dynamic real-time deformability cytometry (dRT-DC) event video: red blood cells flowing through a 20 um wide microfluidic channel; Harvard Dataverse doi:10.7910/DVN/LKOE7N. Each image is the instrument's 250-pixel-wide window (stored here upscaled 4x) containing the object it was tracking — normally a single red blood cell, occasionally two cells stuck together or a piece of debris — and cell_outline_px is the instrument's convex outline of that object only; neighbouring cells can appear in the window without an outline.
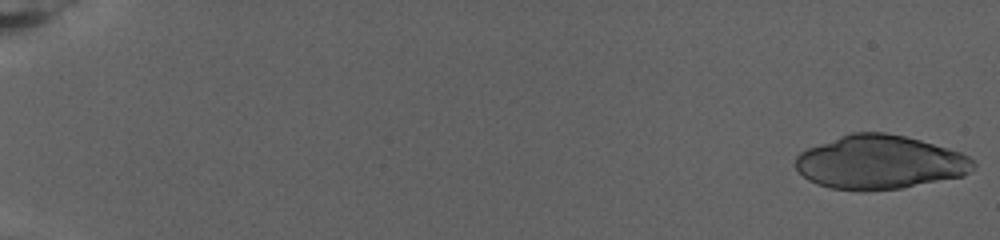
{"species": "human", "species_latin": "Homo sapiens", "temperature_condition": "warm", "stored_images_in_passage": 32, "camera_frame_rate_fps": 3000, "um_per_image_px": 0.085, "donor": {"sex": "female"}, "frame": {"image": 1, "passage_image": 1, "time_ms": 0.0, "image_size_px": [1000, 240], "cell_outline_px": [[976, 164], [964, 176], [900, 188], [864, 192], [860, 192], [832, 188], [816, 184], [808, 180], [796, 168], [796, 156], [800, 152], [808, 148], [840, 136], [852, 132], [884, 132], [904, 136], [920, 140], [948, 148], [960, 152], [968, 156]], "centroid_in_image_um": [74.77, 13.8], "position_along_channel_um": 10.2, "area_um2": 55.72}}